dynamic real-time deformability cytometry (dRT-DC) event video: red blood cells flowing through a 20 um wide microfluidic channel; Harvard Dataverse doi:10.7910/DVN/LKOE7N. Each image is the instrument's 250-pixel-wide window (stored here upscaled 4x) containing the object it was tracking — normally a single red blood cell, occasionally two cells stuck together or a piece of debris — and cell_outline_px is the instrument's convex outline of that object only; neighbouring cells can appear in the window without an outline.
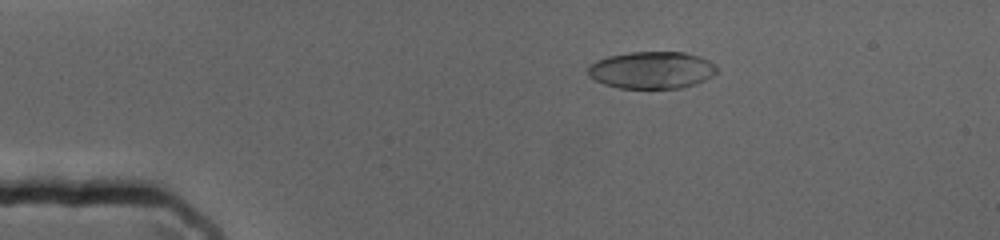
{"species": "human", "species_latin": "Homo sapiens", "temperature_condition": "cold", "stored_images_in_passage": 63, "camera_frame_rate_fps": 3000, "um_per_image_px": 0.085, "donor": {"sex": "female"}, "frame": {"image": 1, "passage_image": 4, "time_ms": 1.0, "image_size_px": [1000, 240], "cell_outline_px": [[716, 72], [712, 76], [696, 84], [680, 88], [620, 88], [604, 84], [588, 76], [588, 64], [596, 60], [608, 56], [628, 52], [684, 52], [700, 56], [716, 64]], "centroid_in_image_um": [55.39, 5.95], "position_along_channel_um": 29.6, "area_um2": 28.03}}
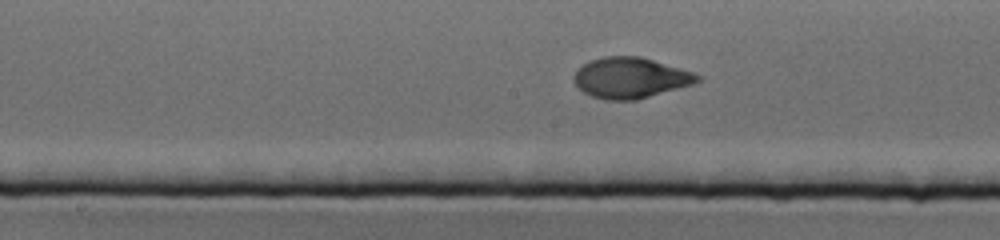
{"frame": {"image": 2, "passage_image": 28, "time_ms": 9.0, "image_size_px": [1000, 240], "cell_outline_px": [[700, 80], [696, 84], [636, 100], [604, 100], [592, 96], [584, 92], [572, 80], [572, 76], [576, 68], [592, 60], [604, 56], [640, 56], [680, 68], [692, 72], [700, 76]], "centroid_in_image_um": [53.58, 6.62], "position_along_channel_um": 194.6, "area_um2": 29.42}}
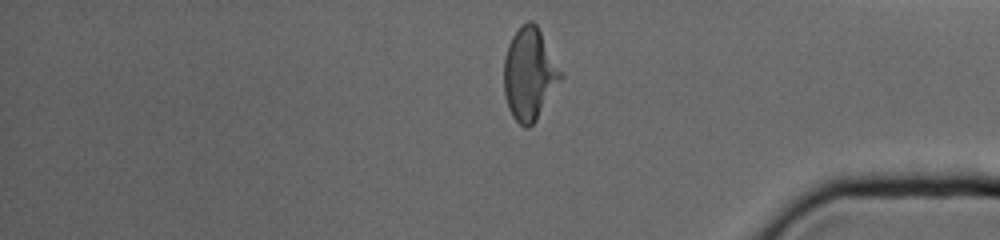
{"frame": {"image": 3, "passage_image": 51, "time_ms": 16.667, "image_size_px": [1000, 240], "cell_outline_px": [[564, 76], [536, 120], [528, 128], [524, 128], [512, 116], [508, 108], [504, 96], [504, 56], [508, 44], [512, 36], [528, 20], [532, 20], [536, 24]], "centroid_in_image_um": [44.99, 6.32], "position_along_channel_um": 390.2, "area_um2": 30.29}}